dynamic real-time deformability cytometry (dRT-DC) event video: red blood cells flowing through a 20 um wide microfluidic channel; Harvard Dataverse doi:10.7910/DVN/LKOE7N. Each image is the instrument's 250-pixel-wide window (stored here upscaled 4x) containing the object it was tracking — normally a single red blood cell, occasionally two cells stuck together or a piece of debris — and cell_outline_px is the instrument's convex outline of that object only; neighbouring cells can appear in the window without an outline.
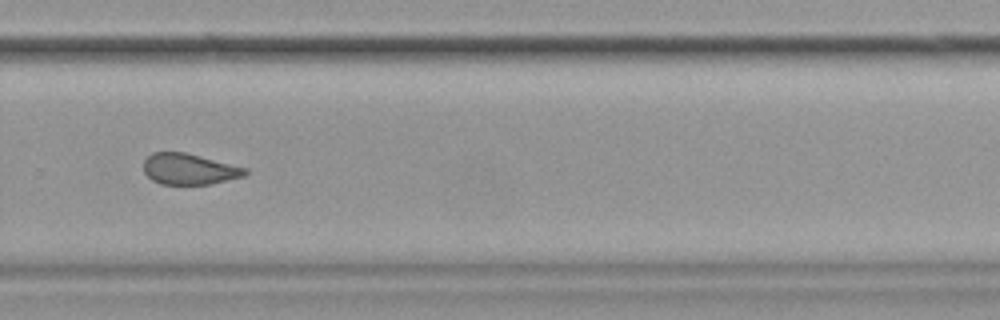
{"species": "common noctule bat (a hibernating species)", "species_latin": "Nyctalus noctula", "temperature_condition": "cold", "stored_images_in_passage": 40, "camera_frame_rate_fps": 3000, "um_per_image_px": 0.085, "animal": {"sex": "female", "body_mass_g": 19.9}, "frame": {"image": 1, "passage_image": 23, "time_ms": 7.333, "image_size_px": [1000, 320], "cell_outline_px": [[248, 172], [244, 176], [212, 184], [160, 184], [152, 180], [144, 172], [144, 160], [152, 152], [184, 152], [248, 168]], "centroid_in_image_um": [16.09, 14.37], "position_along_channel_um": 313.7, "area_um2": 18.32}}